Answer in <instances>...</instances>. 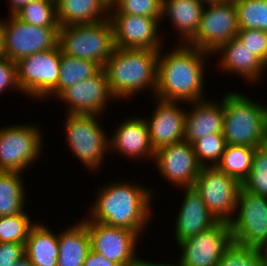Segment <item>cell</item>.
<instances>
[{"label": "cell", "mask_w": 267, "mask_h": 266, "mask_svg": "<svg viewBox=\"0 0 267 266\" xmlns=\"http://www.w3.org/2000/svg\"><path fill=\"white\" fill-rule=\"evenodd\" d=\"M187 46L179 47L164 57H160L159 53L155 89L157 99L192 103L202 99V57L208 52Z\"/></svg>", "instance_id": "obj_1"}, {"label": "cell", "mask_w": 267, "mask_h": 266, "mask_svg": "<svg viewBox=\"0 0 267 266\" xmlns=\"http://www.w3.org/2000/svg\"><path fill=\"white\" fill-rule=\"evenodd\" d=\"M138 185L118 183L103 188L92 208V221L142 232L149 218L150 193Z\"/></svg>", "instance_id": "obj_2"}, {"label": "cell", "mask_w": 267, "mask_h": 266, "mask_svg": "<svg viewBox=\"0 0 267 266\" xmlns=\"http://www.w3.org/2000/svg\"><path fill=\"white\" fill-rule=\"evenodd\" d=\"M159 52L115 47L103 67L113 98H126L148 85L155 92Z\"/></svg>", "instance_id": "obj_3"}, {"label": "cell", "mask_w": 267, "mask_h": 266, "mask_svg": "<svg viewBox=\"0 0 267 266\" xmlns=\"http://www.w3.org/2000/svg\"><path fill=\"white\" fill-rule=\"evenodd\" d=\"M267 135V107L239 93L224 98L223 136L226 145L263 146Z\"/></svg>", "instance_id": "obj_4"}, {"label": "cell", "mask_w": 267, "mask_h": 266, "mask_svg": "<svg viewBox=\"0 0 267 266\" xmlns=\"http://www.w3.org/2000/svg\"><path fill=\"white\" fill-rule=\"evenodd\" d=\"M61 52L96 62L102 68L115 49L109 18L95 23L66 25L59 28Z\"/></svg>", "instance_id": "obj_5"}, {"label": "cell", "mask_w": 267, "mask_h": 266, "mask_svg": "<svg viewBox=\"0 0 267 266\" xmlns=\"http://www.w3.org/2000/svg\"><path fill=\"white\" fill-rule=\"evenodd\" d=\"M236 207L239 214L229 222L234 242L267 251V198L241 186Z\"/></svg>", "instance_id": "obj_6"}, {"label": "cell", "mask_w": 267, "mask_h": 266, "mask_svg": "<svg viewBox=\"0 0 267 266\" xmlns=\"http://www.w3.org/2000/svg\"><path fill=\"white\" fill-rule=\"evenodd\" d=\"M200 26L196 35L188 42L195 48L215 52L222 44L237 37L239 31L238 14L234 0L205 3Z\"/></svg>", "instance_id": "obj_7"}, {"label": "cell", "mask_w": 267, "mask_h": 266, "mask_svg": "<svg viewBox=\"0 0 267 266\" xmlns=\"http://www.w3.org/2000/svg\"><path fill=\"white\" fill-rule=\"evenodd\" d=\"M241 186L236 178L208 164L201 168L193 185L216 219L228 223L237 210V197Z\"/></svg>", "instance_id": "obj_8"}, {"label": "cell", "mask_w": 267, "mask_h": 266, "mask_svg": "<svg viewBox=\"0 0 267 266\" xmlns=\"http://www.w3.org/2000/svg\"><path fill=\"white\" fill-rule=\"evenodd\" d=\"M61 49L37 52L16 62L19 89L30 96L45 97L58 86Z\"/></svg>", "instance_id": "obj_9"}, {"label": "cell", "mask_w": 267, "mask_h": 266, "mask_svg": "<svg viewBox=\"0 0 267 266\" xmlns=\"http://www.w3.org/2000/svg\"><path fill=\"white\" fill-rule=\"evenodd\" d=\"M3 23L4 55L13 62L58 46L60 27H40L25 23L15 15Z\"/></svg>", "instance_id": "obj_10"}, {"label": "cell", "mask_w": 267, "mask_h": 266, "mask_svg": "<svg viewBox=\"0 0 267 266\" xmlns=\"http://www.w3.org/2000/svg\"><path fill=\"white\" fill-rule=\"evenodd\" d=\"M95 115L69 114L66 121L67 141L75 156L87 167L98 168L109 145Z\"/></svg>", "instance_id": "obj_11"}, {"label": "cell", "mask_w": 267, "mask_h": 266, "mask_svg": "<svg viewBox=\"0 0 267 266\" xmlns=\"http://www.w3.org/2000/svg\"><path fill=\"white\" fill-rule=\"evenodd\" d=\"M36 127L11 126L0 129V171L22 172L41 150V135Z\"/></svg>", "instance_id": "obj_12"}, {"label": "cell", "mask_w": 267, "mask_h": 266, "mask_svg": "<svg viewBox=\"0 0 267 266\" xmlns=\"http://www.w3.org/2000/svg\"><path fill=\"white\" fill-rule=\"evenodd\" d=\"M234 242L228 222H219L207 231L180 243L183 254L179 266H217L220 258Z\"/></svg>", "instance_id": "obj_13"}, {"label": "cell", "mask_w": 267, "mask_h": 266, "mask_svg": "<svg viewBox=\"0 0 267 266\" xmlns=\"http://www.w3.org/2000/svg\"><path fill=\"white\" fill-rule=\"evenodd\" d=\"M90 236L91 250L119 266H134L136 232L129 229L107 226L97 221H82Z\"/></svg>", "instance_id": "obj_14"}, {"label": "cell", "mask_w": 267, "mask_h": 266, "mask_svg": "<svg viewBox=\"0 0 267 266\" xmlns=\"http://www.w3.org/2000/svg\"><path fill=\"white\" fill-rule=\"evenodd\" d=\"M153 159L165 179L178 186L193 187L202 168L192 144L186 140L161 147Z\"/></svg>", "instance_id": "obj_15"}, {"label": "cell", "mask_w": 267, "mask_h": 266, "mask_svg": "<svg viewBox=\"0 0 267 266\" xmlns=\"http://www.w3.org/2000/svg\"><path fill=\"white\" fill-rule=\"evenodd\" d=\"M109 15L113 28L115 47L124 49H151L160 51L155 17L131 14ZM113 17V18H112Z\"/></svg>", "instance_id": "obj_16"}, {"label": "cell", "mask_w": 267, "mask_h": 266, "mask_svg": "<svg viewBox=\"0 0 267 266\" xmlns=\"http://www.w3.org/2000/svg\"><path fill=\"white\" fill-rule=\"evenodd\" d=\"M113 94L104 69L65 89L58 97L70 104L68 114L96 115Z\"/></svg>", "instance_id": "obj_17"}, {"label": "cell", "mask_w": 267, "mask_h": 266, "mask_svg": "<svg viewBox=\"0 0 267 266\" xmlns=\"http://www.w3.org/2000/svg\"><path fill=\"white\" fill-rule=\"evenodd\" d=\"M158 100L160 101L152 119L150 122L146 121L150 143L155 151L182 141L185 137V111L178 108L174 101Z\"/></svg>", "instance_id": "obj_18"}, {"label": "cell", "mask_w": 267, "mask_h": 266, "mask_svg": "<svg viewBox=\"0 0 267 266\" xmlns=\"http://www.w3.org/2000/svg\"><path fill=\"white\" fill-rule=\"evenodd\" d=\"M185 192V198L176 220L175 236L178 243L207 231L219 223L194 187H186Z\"/></svg>", "instance_id": "obj_19"}, {"label": "cell", "mask_w": 267, "mask_h": 266, "mask_svg": "<svg viewBox=\"0 0 267 266\" xmlns=\"http://www.w3.org/2000/svg\"><path fill=\"white\" fill-rule=\"evenodd\" d=\"M194 104V111L185 116L184 140L192 144L204 135L223 133L224 99L221 106L202 100Z\"/></svg>", "instance_id": "obj_20"}, {"label": "cell", "mask_w": 267, "mask_h": 266, "mask_svg": "<svg viewBox=\"0 0 267 266\" xmlns=\"http://www.w3.org/2000/svg\"><path fill=\"white\" fill-rule=\"evenodd\" d=\"M112 138V140H109V144L126 154V156H131V158L138 156L140 158L144 154L148 156L149 153L152 157L155 155L145 119H130L123 122Z\"/></svg>", "instance_id": "obj_21"}, {"label": "cell", "mask_w": 267, "mask_h": 266, "mask_svg": "<svg viewBox=\"0 0 267 266\" xmlns=\"http://www.w3.org/2000/svg\"><path fill=\"white\" fill-rule=\"evenodd\" d=\"M222 51L221 66L223 69L236 72L245 78L254 81L267 66L246 46L237 39L222 44L217 51ZM265 67V68H264Z\"/></svg>", "instance_id": "obj_22"}, {"label": "cell", "mask_w": 267, "mask_h": 266, "mask_svg": "<svg viewBox=\"0 0 267 266\" xmlns=\"http://www.w3.org/2000/svg\"><path fill=\"white\" fill-rule=\"evenodd\" d=\"M56 11L61 27L106 20L109 17L105 18L104 13L109 14L111 10L103 0H56Z\"/></svg>", "instance_id": "obj_23"}, {"label": "cell", "mask_w": 267, "mask_h": 266, "mask_svg": "<svg viewBox=\"0 0 267 266\" xmlns=\"http://www.w3.org/2000/svg\"><path fill=\"white\" fill-rule=\"evenodd\" d=\"M203 3L201 0H162V18L167 14L189 42L199 29Z\"/></svg>", "instance_id": "obj_24"}, {"label": "cell", "mask_w": 267, "mask_h": 266, "mask_svg": "<svg viewBox=\"0 0 267 266\" xmlns=\"http://www.w3.org/2000/svg\"><path fill=\"white\" fill-rule=\"evenodd\" d=\"M59 255L57 266H83L91 251V242L86 225L81 222L58 236Z\"/></svg>", "instance_id": "obj_25"}, {"label": "cell", "mask_w": 267, "mask_h": 266, "mask_svg": "<svg viewBox=\"0 0 267 266\" xmlns=\"http://www.w3.org/2000/svg\"><path fill=\"white\" fill-rule=\"evenodd\" d=\"M25 255L34 266H57L58 235L43 225H34L25 242Z\"/></svg>", "instance_id": "obj_26"}, {"label": "cell", "mask_w": 267, "mask_h": 266, "mask_svg": "<svg viewBox=\"0 0 267 266\" xmlns=\"http://www.w3.org/2000/svg\"><path fill=\"white\" fill-rule=\"evenodd\" d=\"M101 69L102 67L94 61L79 59L61 52L58 86L51 94L57 97L68 87L92 77Z\"/></svg>", "instance_id": "obj_27"}, {"label": "cell", "mask_w": 267, "mask_h": 266, "mask_svg": "<svg viewBox=\"0 0 267 266\" xmlns=\"http://www.w3.org/2000/svg\"><path fill=\"white\" fill-rule=\"evenodd\" d=\"M20 175V172L0 171V217L24 211V188Z\"/></svg>", "instance_id": "obj_28"}, {"label": "cell", "mask_w": 267, "mask_h": 266, "mask_svg": "<svg viewBox=\"0 0 267 266\" xmlns=\"http://www.w3.org/2000/svg\"><path fill=\"white\" fill-rule=\"evenodd\" d=\"M255 149L248 146L226 145L216 167L242 184L251 171Z\"/></svg>", "instance_id": "obj_29"}, {"label": "cell", "mask_w": 267, "mask_h": 266, "mask_svg": "<svg viewBox=\"0 0 267 266\" xmlns=\"http://www.w3.org/2000/svg\"><path fill=\"white\" fill-rule=\"evenodd\" d=\"M15 16L21 21L40 27H60L57 20L56 0H33Z\"/></svg>", "instance_id": "obj_30"}, {"label": "cell", "mask_w": 267, "mask_h": 266, "mask_svg": "<svg viewBox=\"0 0 267 266\" xmlns=\"http://www.w3.org/2000/svg\"><path fill=\"white\" fill-rule=\"evenodd\" d=\"M239 29L267 32V0H234Z\"/></svg>", "instance_id": "obj_31"}, {"label": "cell", "mask_w": 267, "mask_h": 266, "mask_svg": "<svg viewBox=\"0 0 267 266\" xmlns=\"http://www.w3.org/2000/svg\"><path fill=\"white\" fill-rule=\"evenodd\" d=\"M242 187L251 193L267 198V149H255L251 171L242 182Z\"/></svg>", "instance_id": "obj_32"}, {"label": "cell", "mask_w": 267, "mask_h": 266, "mask_svg": "<svg viewBox=\"0 0 267 266\" xmlns=\"http://www.w3.org/2000/svg\"><path fill=\"white\" fill-rule=\"evenodd\" d=\"M26 212L0 217V242L25 244L33 227Z\"/></svg>", "instance_id": "obj_33"}, {"label": "cell", "mask_w": 267, "mask_h": 266, "mask_svg": "<svg viewBox=\"0 0 267 266\" xmlns=\"http://www.w3.org/2000/svg\"><path fill=\"white\" fill-rule=\"evenodd\" d=\"M264 251L233 242L220 258L217 266H262Z\"/></svg>", "instance_id": "obj_34"}, {"label": "cell", "mask_w": 267, "mask_h": 266, "mask_svg": "<svg viewBox=\"0 0 267 266\" xmlns=\"http://www.w3.org/2000/svg\"><path fill=\"white\" fill-rule=\"evenodd\" d=\"M192 146L202 167L206 166L204 160H213L215 163L213 162L210 166H216L224 153L226 142L223 133H214L195 140Z\"/></svg>", "instance_id": "obj_35"}, {"label": "cell", "mask_w": 267, "mask_h": 266, "mask_svg": "<svg viewBox=\"0 0 267 266\" xmlns=\"http://www.w3.org/2000/svg\"><path fill=\"white\" fill-rule=\"evenodd\" d=\"M116 13L162 18V0H118Z\"/></svg>", "instance_id": "obj_36"}, {"label": "cell", "mask_w": 267, "mask_h": 266, "mask_svg": "<svg viewBox=\"0 0 267 266\" xmlns=\"http://www.w3.org/2000/svg\"><path fill=\"white\" fill-rule=\"evenodd\" d=\"M236 38L267 66V32L258 29H239Z\"/></svg>", "instance_id": "obj_37"}, {"label": "cell", "mask_w": 267, "mask_h": 266, "mask_svg": "<svg viewBox=\"0 0 267 266\" xmlns=\"http://www.w3.org/2000/svg\"><path fill=\"white\" fill-rule=\"evenodd\" d=\"M11 85L19 90L17 82V64L3 55L0 56V93Z\"/></svg>", "instance_id": "obj_38"}, {"label": "cell", "mask_w": 267, "mask_h": 266, "mask_svg": "<svg viewBox=\"0 0 267 266\" xmlns=\"http://www.w3.org/2000/svg\"><path fill=\"white\" fill-rule=\"evenodd\" d=\"M23 256L25 244L0 242V266H11Z\"/></svg>", "instance_id": "obj_39"}, {"label": "cell", "mask_w": 267, "mask_h": 266, "mask_svg": "<svg viewBox=\"0 0 267 266\" xmlns=\"http://www.w3.org/2000/svg\"><path fill=\"white\" fill-rule=\"evenodd\" d=\"M83 266H119V265L113 261L106 259L101 254L91 250L88 253L87 257L85 258Z\"/></svg>", "instance_id": "obj_40"}, {"label": "cell", "mask_w": 267, "mask_h": 266, "mask_svg": "<svg viewBox=\"0 0 267 266\" xmlns=\"http://www.w3.org/2000/svg\"><path fill=\"white\" fill-rule=\"evenodd\" d=\"M32 1L33 0H11V15H15L20 9Z\"/></svg>", "instance_id": "obj_41"}, {"label": "cell", "mask_w": 267, "mask_h": 266, "mask_svg": "<svg viewBox=\"0 0 267 266\" xmlns=\"http://www.w3.org/2000/svg\"><path fill=\"white\" fill-rule=\"evenodd\" d=\"M11 266H34L31 260L25 255Z\"/></svg>", "instance_id": "obj_42"}, {"label": "cell", "mask_w": 267, "mask_h": 266, "mask_svg": "<svg viewBox=\"0 0 267 266\" xmlns=\"http://www.w3.org/2000/svg\"><path fill=\"white\" fill-rule=\"evenodd\" d=\"M134 266H178V265L166 264V263L165 264H155V263L145 262L141 259H137Z\"/></svg>", "instance_id": "obj_43"}, {"label": "cell", "mask_w": 267, "mask_h": 266, "mask_svg": "<svg viewBox=\"0 0 267 266\" xmlns=\"http://www.w3.org/2000/svg\"><path fill=\"white\" fill-rule=\"evenodd\" d=\"M4 55L3 23L0 21V56Z\"/></svg>", "instance_id": "obj_44"}, {"label": "cell", "mask_w": 267, "mask_h": 266, "mask_svg": "<svg viewBox=\"0 0 267 266\" xmlns=\"http://www.w3.org/2000/svg\"><path fill=\"white\" fill-rule=\"evenodd\" d=\"M105 2V4L111 9H113L112 7L114 6V4L118 1V0H103Z\"/></svg>", "instance_id": "obj_45"}, {"label": "cell", "mask_w": 267, "mask_h": 266, "mask_svg": "<svg viewBox=\"0 0 267 266\" xmlns=\"http://www.w3.org/2000/svg\"><path fill=\"white\" fill-rule=\"evenodd\" d=\"M262 266H267V251H264V261Z\"/></svg>", "instance_id": "obj_46"}, {"label": "cell", "mask_w": 267, "mask_h": 266, "mask_svg": "<svg viewBox=\"0 0 267 266\" xmlns=\"http://www.w3.org/2000/svg\"><path fill=\"white\" fill-rule=\"evenodd\" d=\"M205 3H209V2H217V1H225V0H201Z\"/></svg>", "instance_id": "obj_47"}, {"label": "cell", "mask_w": 267, "mask_h": 266, "mask_svg": "<svg viewBox=\"0 0 267 266\" xmlns=\"http://www.w3.org/2000/svg\"><path fill=\"white\" fill-rule=\"evenodd\" d=\"M263 146L267 149V135H266V139H265V141H264Z\"/></svg>", "instance_id": "obj_48"}]
</instances>
